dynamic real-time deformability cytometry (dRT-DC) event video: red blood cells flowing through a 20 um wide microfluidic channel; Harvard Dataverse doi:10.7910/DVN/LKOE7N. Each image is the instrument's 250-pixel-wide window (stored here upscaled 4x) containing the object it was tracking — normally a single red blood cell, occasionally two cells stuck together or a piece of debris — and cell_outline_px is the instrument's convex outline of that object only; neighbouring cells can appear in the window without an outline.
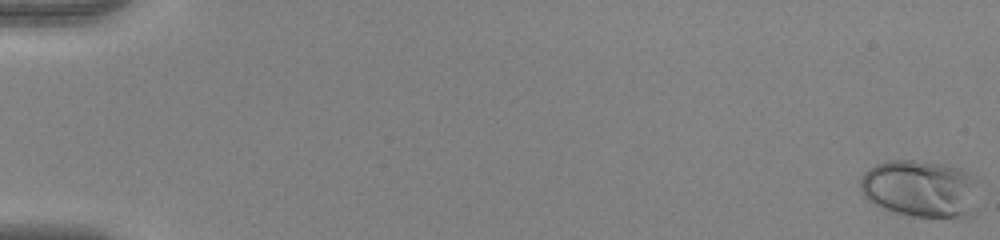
{"species": "human", "species_latin": "Homo sapiens", "temperature_condition": "warm", "stored_images_in_passage": 55, "camera_frame_rate_fps": 3000, "um_per_image_px": 0.085, "donor": {"sex": "female"}, "frame": {"image": 1, "passage_image": 1, "time_ms": 0.0, "image_size_px": [1000, 240], "cell_outline_px": [[976, 212], [972, 216], [900, 216], [868, 200], [864, 196], [860, 188], [860, 176], [868, 168], [876, 164], [888, 160], [916, 160], [944, 164], [960, 168], [976, 176]], "centroid_in_image_um": [78.23, 16.03], "position_along_channel_um": 6.8, "area_um2": 40.11}}
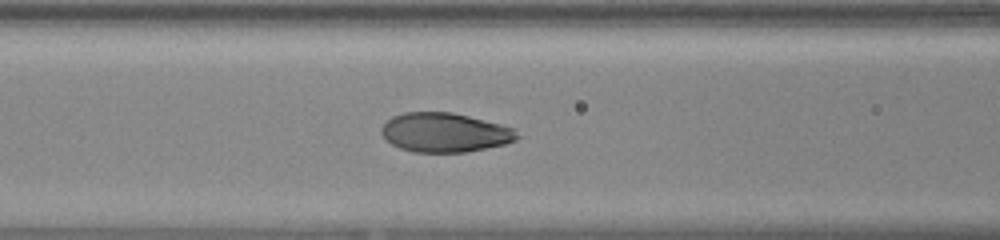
{"frame": {"image": 2, "passage_image": 25, "time_ms": 8.0, "image_size_px": [1000, 240], "cell_outline_px": [[520, 136], [516, 140], [504, 144], [464, 152], [412, 152], [400, 148], [392, 144], [380, 132], [380, 128], [392, 116], [404, 112], [452, 112], [516, 128]], "centroid_in_image_um": [37.81, 11.26], "position_along_channel_um": 128.8, "area_um2": 30.98}}
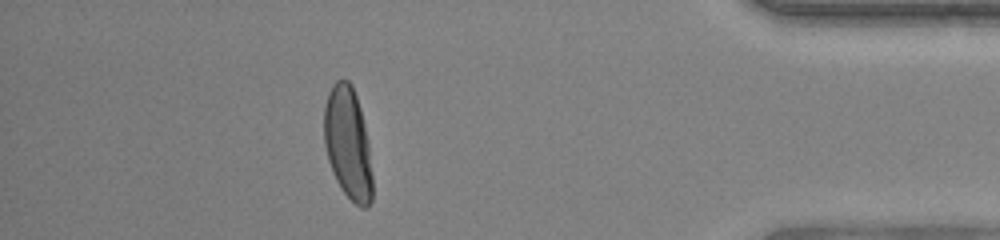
{"frame": {"image": 3, "passage_image": 49, "time_ms": 16.0, "image_size_px": [1000, 240], "cell_outline_px": [[372, 200], [368, 208], [360, 208], [344, 192], [336, 180], [332, 172], [328, 160], [324, 144], [324, 108], [328, 92], [332, 84], [336, 80], [348, 80], [352, 84], [360, 108], [368, 140], [372, 176]], "centroid_in_image_um": [29.57, 12.18], "position_along_channel_um": 405.6, "area_um2": 31.67}, "authors_computed_cell_mechanics": {"area_um2": 31.6744, "velocity_mm_per_s": 3.9313, "shape_relaxation_time_tau1_ms": 4.1679, "shape_relaxation_time_tau2_ms": null, "deformation_change_tau1": 0.2192, "deformation_change_tau2": null}}